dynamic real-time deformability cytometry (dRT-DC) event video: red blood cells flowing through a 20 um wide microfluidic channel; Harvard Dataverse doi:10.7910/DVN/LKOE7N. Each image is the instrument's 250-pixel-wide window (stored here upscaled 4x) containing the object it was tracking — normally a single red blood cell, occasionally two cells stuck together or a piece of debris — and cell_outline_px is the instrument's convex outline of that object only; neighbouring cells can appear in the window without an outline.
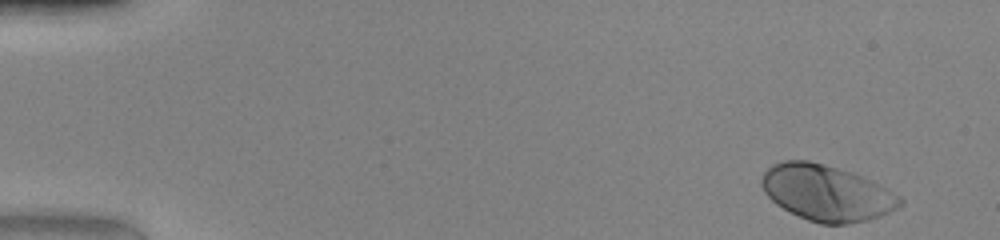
{"species": "human", "species_latin": "Homo sapiens", "temperature_condition": "warm", "stored_images_in_passage": 47, "camera_frame_rate_fps": 3000, "um_per_image_px": 0.085, "donor": {"sex": "female"}, "frame": {"image": 1, "passage_image": 1, "time_ms": 0.0, "image_size_px": [1000, 240], "cell_outline_px": [[904, 204], [880, 216], [868, 220], [848, 224], [820, 224], [808, 220], [776, 204], [764, 192], [760, 184], [760, 180], [764, 172], [772, 164], [784, 160], [808, 160], [824, 164], [852, 172], [900, 196], [904, 200]], "centroid_in_image_um": [70.23, 16.39], "position_along_channel_um": 14.8, "area_um2": 44.74}}
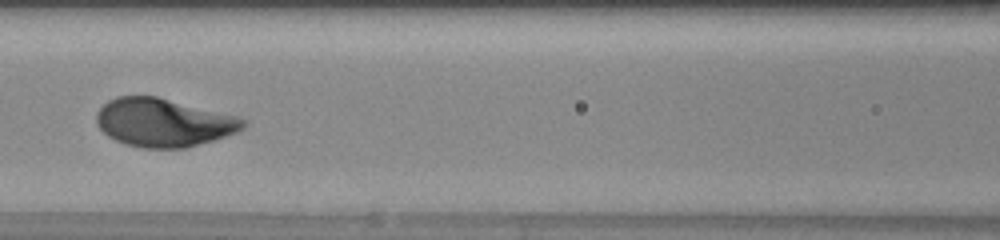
{"frame": {"image": 2, "passage_image": 21, "time_ms": 6.667, "image_size_px": [1000, 240], "cell_outline_px": [[248, 124], [244, 128], [236, 132], [216, 140], [184, 148], [140, 148], [124, 144], [108, 136], [96, 124], [96, 112], [108, 100], [116, 96], [156, 96], [236, 116], [248, 120]], "centroid_in_image_um": [13.9, 10.42], "position_along_channel_um": 152.7, "area_um2": 41.38}}
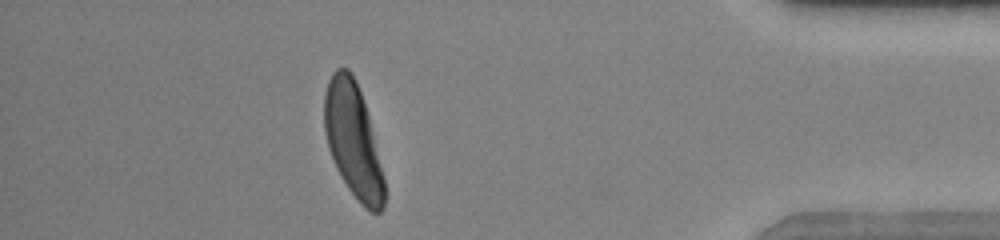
{"frame": {"image": 3, "passage_image": 42, "time_ms": 13.667, "image_size_px": [1000, 240], "cell_outline_px": [[384, 208], [380, 212], [372, 212], [364, 208], [360, 204], [348, 188], [340, 176], [336, 168], [328, 148], [324, 132], [324, 96], [328, 80], [332, 72], [336, 68], [348, 68], [352, 72], [356, 80], [368, 116], [384, 176]], "centroid_in_image_um": [29.99, 11.93], "position_along_channel_um": 405.2, "area_um2": 39.82}, "authors_computed_cell_mechanics": {"area_um2": 41.7316, "velocity_mm_per_s": 4.162, "shape_relaxation_time_tau1_ms": 1.6467, "shape_relaxation_time_tau2_ms": null, "deformation_change_tau1": 0.1657, "deformation_change_tau2": null}}